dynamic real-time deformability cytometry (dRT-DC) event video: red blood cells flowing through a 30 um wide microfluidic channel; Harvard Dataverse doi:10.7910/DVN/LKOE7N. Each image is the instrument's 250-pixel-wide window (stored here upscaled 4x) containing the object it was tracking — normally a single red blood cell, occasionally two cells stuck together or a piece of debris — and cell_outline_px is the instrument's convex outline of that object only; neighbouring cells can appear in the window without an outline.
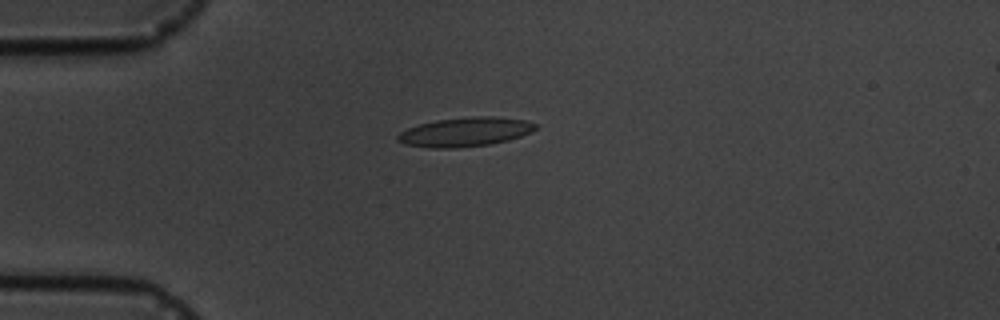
{"species": "common noctule bat (a hibernating species)", "species_latin": "Nyctalus noctula", "temperature_condition": "cold", "stored_images_in_passage": 14, "camera_frame_rate_fps": 3000, "um_per_image_px": 0.085, "animal": {"sex": "male", "body_mass_g": 19.5, "forearm_length_mm": 54.6}, "frame": {"image": 1, "passage_image": 2, "time_ms": 1.0, "image_size_px": [1000, 320], "cell_outline_px": [[536, 128], [532, 132], [508, 140], [488, 144], [456, 148], [428, 148], [404, 144], [396, 140], [396, 136], [400, 132], [408, 128], [420, 124], [436, 120], [472, 116], [496, 116], [524, 120], [536, 124]], "centroid_in_image_um": [39.51, 11.21], "position_along_channel_um": 45.5, "area_um2": 23.41}}
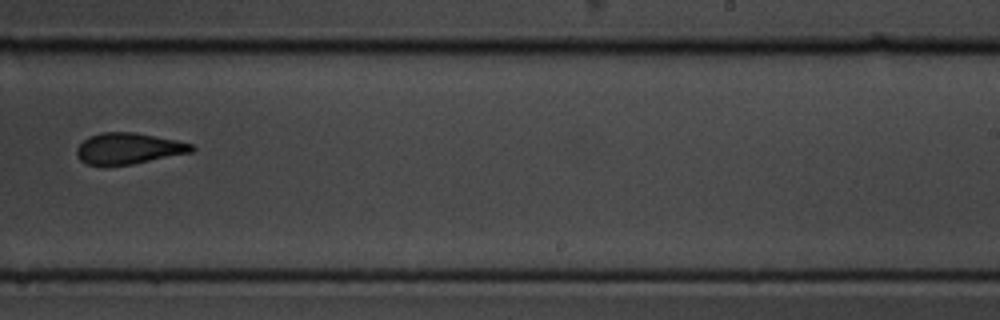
{"frame": {"image": 2, "passage_image": 8, "time_ms": 8.0, "image_size_px": [1000, 320], "cell_outline_px": [[196, 148], [192, 152], [132, 164], [108, 168], [100, 168], [84, 164], [76, 156], [76, 148], [88, 136], [100, 132], [136, 132], [176, 140], [192, 144]], "centroid_in_image_um": [10.84, 12.66], "position_along_channel_um": 278.2, "area_um2": 21.56}}
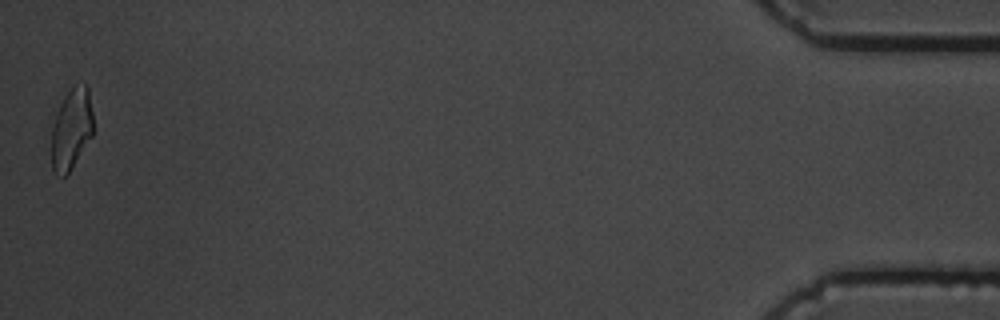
{"frame": {"image": 3, "passage_image": 14, "time_ms": 14.667, "image_size_px": [1000, 320], "cell_outline_px": [[92, 136], [68, 172], [64, 176], [56, 176], [52, 172], [52, 128], [60, 104], [64, 96], [72, 84], [88, 84], [92, 112]], "centroid_in_image_um": [6.07, 10.93], "position_along_channel_um": 429.1, "area_um2": 19.59}, "authors_computed_cell_mechanics": {"area_um2": 21.7617, "velocity_mm_per_s": 3.6184, "shape_relaxation_time_tau1_ms": 10.0937, "shape_relaxation_time_tau2_ms": 3.3103, "deformation_change_tau1": 0.229, "deformation_change_tau2": 0.1264}}